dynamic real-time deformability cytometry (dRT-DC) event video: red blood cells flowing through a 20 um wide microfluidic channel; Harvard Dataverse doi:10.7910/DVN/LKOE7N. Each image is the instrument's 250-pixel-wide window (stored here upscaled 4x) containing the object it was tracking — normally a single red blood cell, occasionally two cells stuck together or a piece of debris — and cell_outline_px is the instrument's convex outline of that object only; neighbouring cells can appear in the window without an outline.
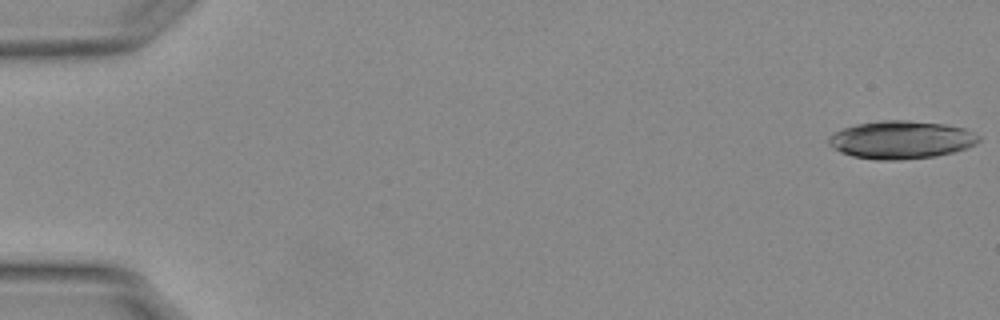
{"species": "Egyptian fruit bat (a non-hibernating species)", "species_latin": "Rousettus aegyptiacus", "temperature_condition": "warm", "stored_images_in_passage": 4, "camera_frame_rate_fps": 3000, "um_per_image_px": 0.085, "animal": {"sex": "female"}, "frame": {"image": 1, "passage_image": 1, "time_ms": 0.0, "image_size_px": [1000, 320], "cell_outline_px": [[980, 140], [976, 144], [968, 148], [936, 156], [900, 160], [876, 160], [852, 156], [840, 152], [832, 148], [828, 144], [828, 140], [836, 132], [844, 128], [856, 124], [880, 120], [908, 120], [944, 124], [964, 128], [980, 136]], "centroid_in_image_um": [76.61, 11.89], "position_along_channel_um": 8.4, "area_um2": 33.23}}